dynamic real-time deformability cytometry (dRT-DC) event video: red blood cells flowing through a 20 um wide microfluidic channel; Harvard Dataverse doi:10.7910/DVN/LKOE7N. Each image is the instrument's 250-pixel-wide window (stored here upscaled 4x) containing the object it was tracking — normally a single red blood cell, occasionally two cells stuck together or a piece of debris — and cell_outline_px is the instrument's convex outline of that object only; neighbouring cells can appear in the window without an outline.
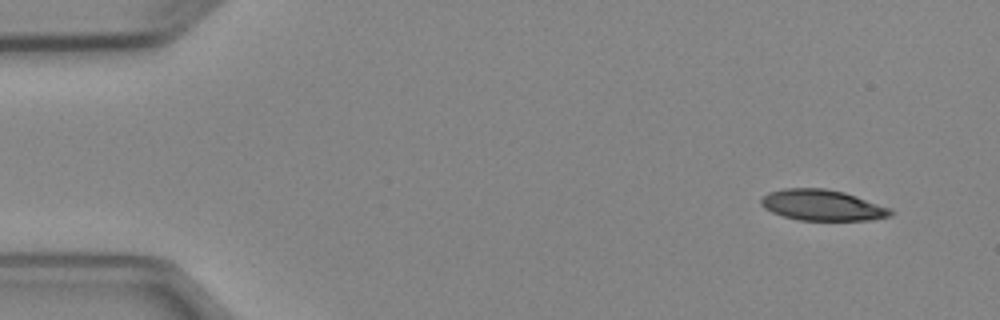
{"species": "Egyptian fruit bat (a non-hibernating species)", "species_latin": "Rousettus aegyptiacus", "temperature_condition": "cold", "stored_images_in_passage": 4, "camera_frame_rate_fps": 3000, "um_per_image_px": 0.085, "animal": {"sex": "female"}, "frame": {"image": 1, "passage_image": 1, "time_ms": 0.0, "image_size_px": [1000, 320], "cell_outline_px": [[896, 212], [892, 216], [872, 220], [800, 220], [784, 216], [772, 212], [764, 208], [760, 204], [760, 200], [768, 192], [784, 188], [824, 188], [844, 192], [892, 208]], "centroid_in_image_um": [69.94, 17.44], "position_along_channel_um": 15.1, "area_um2": 23.47}}
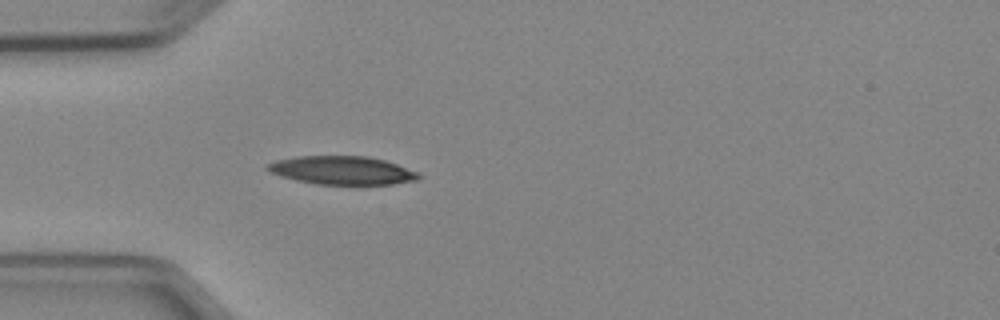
{"frame": {"image": 2, "passage_image": 4, "time_ms": 3.667, "image_size_px": [1000, 320], "cell_outline_px": [[420, 176], [416, 180], [392, 184], [316, 184], [296, 180], [280, 176], [268, 172], [264, 168], [268, 164], [276, 160], [296, 156], [368, 156], [384, 160], [420, 172]], "centroid_in_image_um": [29.05, 14.47], "position_along_channel_um": 56.0, "area_um2": 25.03}}